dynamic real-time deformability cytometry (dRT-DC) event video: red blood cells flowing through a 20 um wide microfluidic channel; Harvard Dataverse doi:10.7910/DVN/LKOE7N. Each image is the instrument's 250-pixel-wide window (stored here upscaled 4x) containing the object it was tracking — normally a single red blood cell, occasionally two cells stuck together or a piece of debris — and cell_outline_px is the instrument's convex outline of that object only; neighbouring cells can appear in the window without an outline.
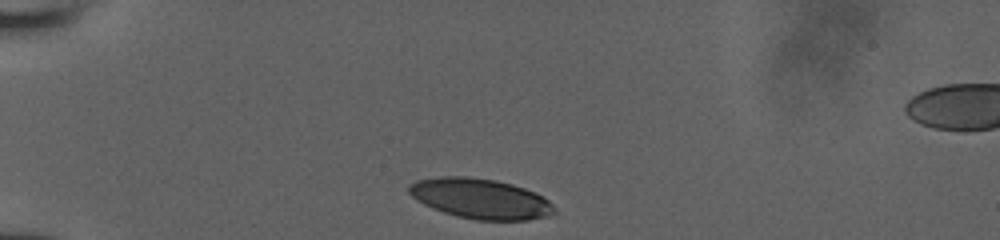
{"species": "human", "species_latin": "Homo sapiens", "temperature_condition": "room temperature", "stored_images_in_passage": 31, "camera_frame_rate_fps": 3000, "um_per_image_px": 0.085, "donor": {"sex": "male"}, "frame": {"image": 1, "passage_image": 1, "time_ms": 0.0, "image_size_px": [1000, 240], "cell_outline_px": [[556, 212], [548, 216], [528, 220], [476, 220], [456, 216], [432, 208], [416, 200], [408, 192], [408, 184], [416, 180], [440, 176], [464, 176], [496, 180], [512, 184], [536, 192], [544, 196], [556, 208]], "centroid_in_image_um": [40.84, 16.88], "position_along_channel_um": 44.2, "area_um2": 34.28}}
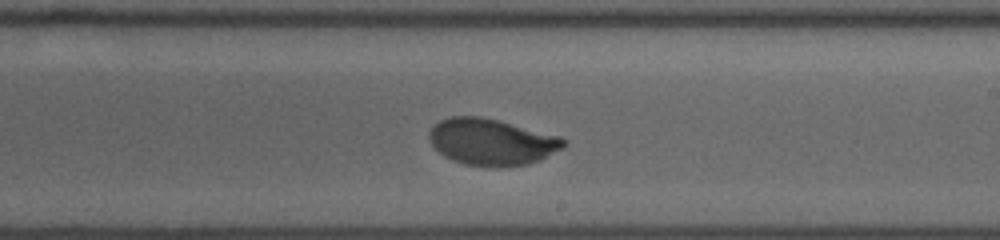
{"frame": {"image": 2, "passage_image": 19, "time_ms": 6.0, "image_size_px": [1000, 240], "cell_outline_px": [[568, 140], [564, 148], [540, 160], [528, 164], [504, 168], [464, 164], [452, 160], [444, 156], [432, 144], [428, 136], [428, 132], [440, 120], [448, 116], [480, 116], [500, 120], [560, 136]], "centroid_in_image_um": [41.83, 12.06], "position_along_channel_um": 247.2, "area_um2": 36.82}}
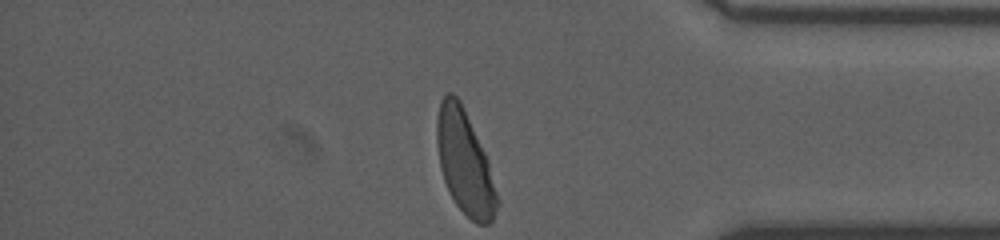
{"frame": {"image": 3, "passage_image": 31, "time_ms": 10.0, "image_size_px": [1000, 240], "cell_outline_px": [[500, 204], [492, 220], [488, 224], [476, 224], [456, 204], [444, 180], [440, 168], [436, 140], [436, 120], [440, 100], [448, 92], [452, 92], [460, 100], [488, 160], [500, 200]], "centroid_in_image_um": [39.51, 13.81], "position_along_channel_um": 395.7, "area_um2": 36.3}}